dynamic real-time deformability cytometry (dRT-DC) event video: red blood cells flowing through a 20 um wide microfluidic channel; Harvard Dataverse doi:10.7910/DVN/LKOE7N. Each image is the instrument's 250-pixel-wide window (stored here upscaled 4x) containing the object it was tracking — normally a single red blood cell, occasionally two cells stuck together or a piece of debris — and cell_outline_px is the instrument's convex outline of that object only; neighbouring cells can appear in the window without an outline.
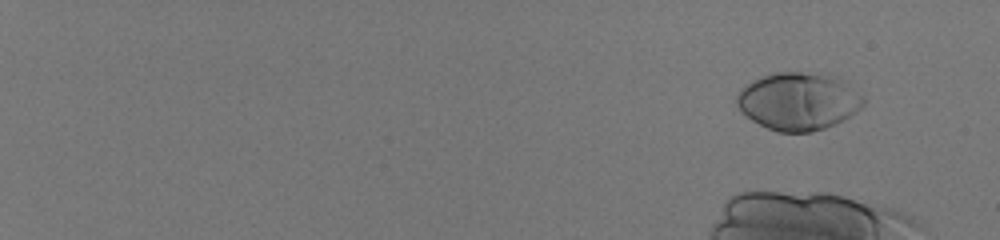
{"species": "human", "species_latin": "Homo sapiens", "temperature_condition": "room temperature", "stored_images_in_passage": 26, "camera_frame_rate_fps": 3000, "um_per_image_px": 0.085, "donor": {"sex": "male"}, "frame": {"image": 1, "passage_image": 1, "time_ms": 0.0, "image_size_px": [1000, 240], "cell_outline_px": [[864, 104], [856, 112], [844, 120], [836, 124], [812, 132], [776, 132], [752, 120], [740, 112], [736, 104], [736, 96], [752, 80], [776, 72], [800, 72], [820, 76], [836, 80], [864, 96]], "centroid_in_image_um": [67.8, 8.66], "position_along_channel_um": 17.2, "area_um2": 41.56}}